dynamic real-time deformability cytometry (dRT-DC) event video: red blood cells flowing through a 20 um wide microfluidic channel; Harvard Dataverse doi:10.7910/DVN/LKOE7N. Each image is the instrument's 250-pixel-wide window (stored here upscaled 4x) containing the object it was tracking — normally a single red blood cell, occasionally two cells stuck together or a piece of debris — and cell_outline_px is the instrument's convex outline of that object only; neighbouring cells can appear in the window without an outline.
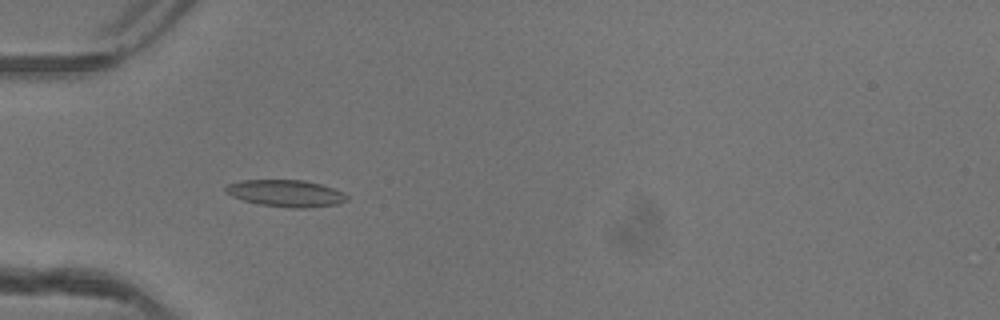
{"species": "common noctule bat (a hibernating species)", "species_latin": "Nyctalus noctula", "temperature_condition": "warm", "stored_images_in_passage": 39, "camera_frame_rate_fps": 3000, "um_per_image_px": 0.085, "animal": {"sex": "female"}, "frame": {"image": 1, "passage_image": 4, "time_ms": 1.0, "image_size_px": [1000, 320], "cell_outline_px": [[348, 200], [336, 204], [308, 208], [288, 208], [260, 204], [244, 200], [232, 196], [224, 192], [224, 188], [228, 184], [240, 180], [304, 180], [320, 184], [344, 192], [348, 196]], "centroid_in_image_um": [24.29, 16.43], "position_along_channel_um": 60.7, "area_um2": 19.02}}
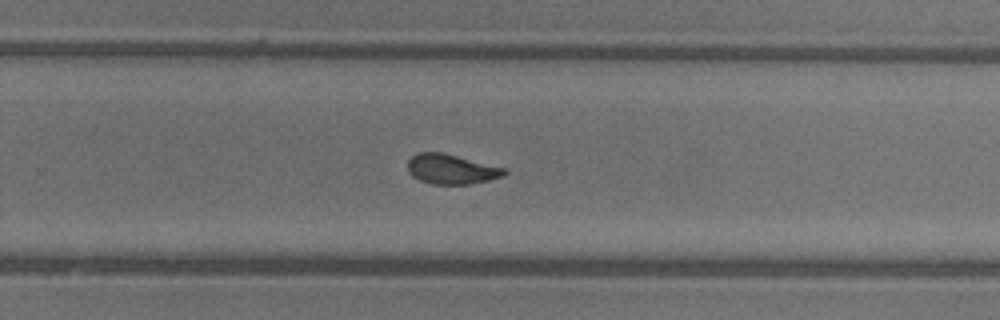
{"frame": {"image": 2, "passage_image": 21, "time_ms": 6.667, "image_size_px": [1000, 320], "cell_outline_px": [[508, 172], [504, 176], [472, 184], [432, 184], [420, 180], [412, 176], [408, 172], [408, 160], [416, 152], [444, 152], [504, 168]], "centroid_in_image_um": [38.34, 14.37], "position_along_channel_um": 291.5, "area_um2": 16.88}}
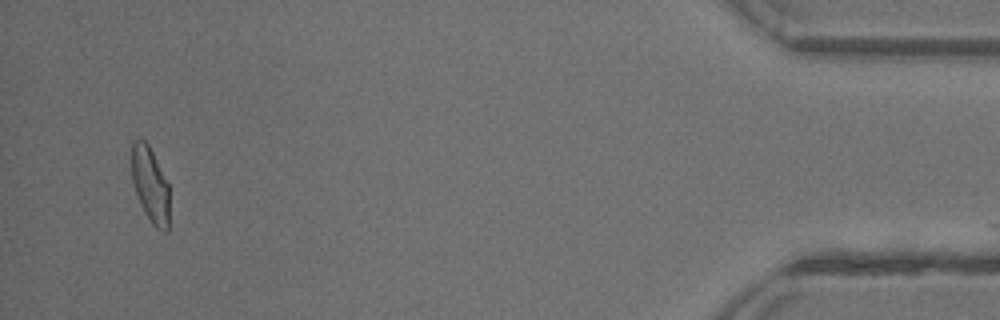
{"frame": {"image": 3, "passage_image": 36, "time_ms": 11.667, "image_size_px": [1000, 320], "cell_outline_px": [[168, 232], [164, 232], [156, 228], [152, 224], [144, 212], [136, 196], [132, 184], [132, 140], [144, 140], [148, 144], [168, 184]], "centroid_in_image_um": [12.75, 15.74], "position_along_channel_um": 422.5, "area_um2": 16.47}, "authors_computed_cell_mechanics": {"area_um2": 17.1666, "velocity_mm_per_s": 4.1531, "shape_relaxation_time_tau1_ms": null, "shape_relaxation_time_tau2_ms": 1.1369, "deformation_change_tau1": null, "deformation_change_tau2": 0.0689}}